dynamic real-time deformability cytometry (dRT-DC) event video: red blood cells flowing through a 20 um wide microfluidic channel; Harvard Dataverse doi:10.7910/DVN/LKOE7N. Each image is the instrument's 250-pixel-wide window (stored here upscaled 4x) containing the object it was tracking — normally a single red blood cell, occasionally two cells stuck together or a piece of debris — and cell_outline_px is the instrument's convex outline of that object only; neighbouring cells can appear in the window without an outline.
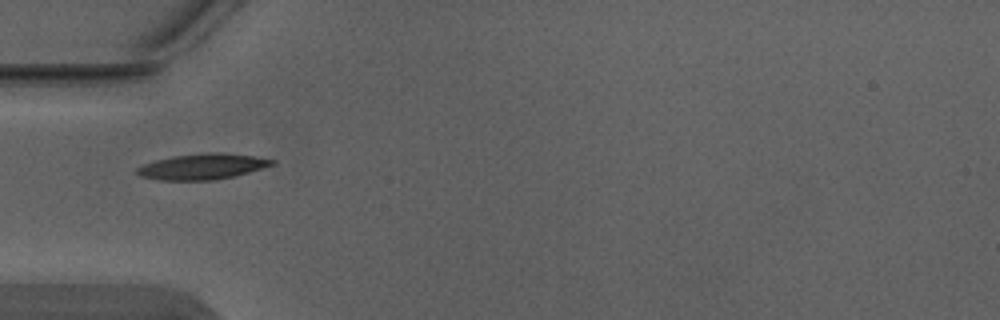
{"species": "Egyptian fruit bat (a non-hibernating species)", "species_latin": "Rousettus aegyptiacus", "temperature_condition": "warm", "stored_images_in_passage": 4, "camera_frame_rate_fps": 3000, "um_per_image_px": 0.085, "animal": {"sex": "male"}, "frame": {"image": 1, "passage_image": 3, "time_ms": 0.667, "image_size_px": [1000, 320], "cell_outline_px": [[276, 164], [248, 172], [232, 176], [212, 180], [160, 180], [140, 176], [136, 172], [136, 168], [144, 164], [156, 160], [176, 156], [204, 152], [220, 152], [252, 156], [276, 160]], "centroid_in_image_um": [17.2, 14.15], "position_along_channel_um": 67.8, "area_um2": 20.0}}